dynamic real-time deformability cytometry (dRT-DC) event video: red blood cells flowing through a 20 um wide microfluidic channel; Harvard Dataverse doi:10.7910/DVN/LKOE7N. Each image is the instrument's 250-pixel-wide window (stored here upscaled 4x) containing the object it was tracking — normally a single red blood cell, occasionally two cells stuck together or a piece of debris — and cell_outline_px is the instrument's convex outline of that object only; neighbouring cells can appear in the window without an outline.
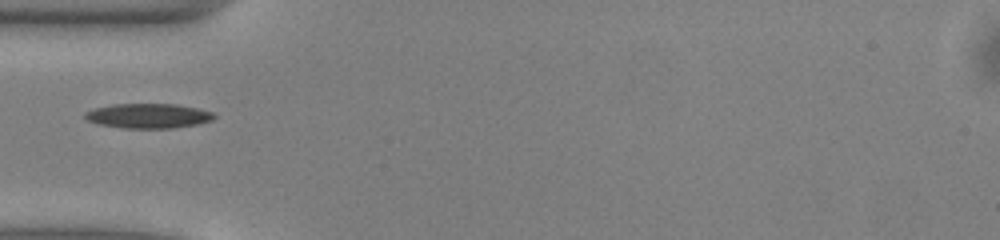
{"species": "common noctule bat (a hibernating species)", "species_latin": "Nyctalus noctula", "temperature_condition": "warm", "stored_images_in_passage": 35, "camera_frame_rate_fps": 3000, "um_per_image_px": 0.085, "animal": {"sex": "male", "body_mass_g": 13.0, "forearm_length_mm": 53.1}, "frame": {"image": 1, "passage_image": 1, "time_ms": 0.0, "image_size_px": [1000, 240], "cell_outline_px": [[216, 116], [212, 120], [200, 124], [176, 128], [120, 128], [100, 124], [88, 120], [84, 116], [84, 112], [96, 108], [112, 104], [176, 104], [196, 108], [212, 112]], "centroid_in_image_um": [12.63, 9.85], "position_along_channel_um": 72.4, "area_um2": 18.61}}
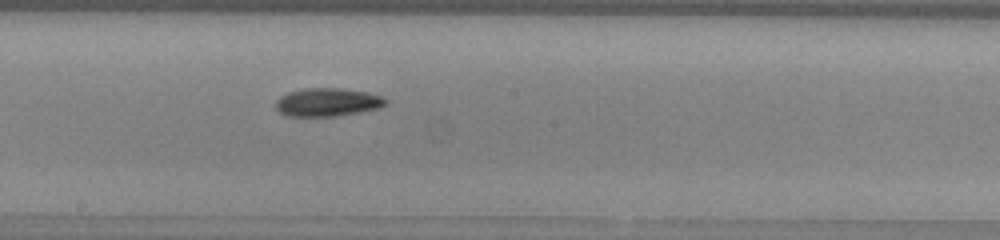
{"frame": {"image": 2, "passage_image": 12, "time_ms": 3.667, "image_size_px": [1000, 240], "cell_outline_px": [[388, 104], [380, 108], [336, 116], [288, 116], [280, 112], [276, 108], [276, 100], [280, 96], [288, 92], [304, 88], [340, 88], [368, 92], [384, 96], [388, 100]], "centroid_in_image_um": [27.88, 8.68], "position_along_channel_um": 220.3, "area_um2": 18.26}}
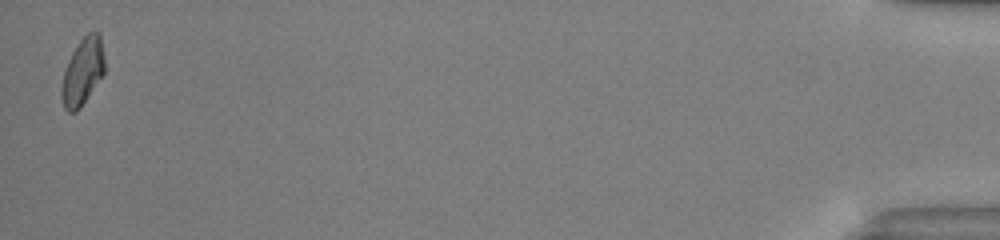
{"frame": {"image": 3, "passage_image": 35, "time_ms": 11.333, "image_size_px": [1000, 240], "cell_outline_px": [[104, 72], [80, 108], [76, 112], [68, 112], [64, 108], [64, 72], [68, 60], [72, 52], [80, 40], [88, 32], [100, 32], [104, 56]], "centroid_in_image_um": [7.07, 6.03], "position_along_channel_um": 428.1, "area_um2": 16.13}}